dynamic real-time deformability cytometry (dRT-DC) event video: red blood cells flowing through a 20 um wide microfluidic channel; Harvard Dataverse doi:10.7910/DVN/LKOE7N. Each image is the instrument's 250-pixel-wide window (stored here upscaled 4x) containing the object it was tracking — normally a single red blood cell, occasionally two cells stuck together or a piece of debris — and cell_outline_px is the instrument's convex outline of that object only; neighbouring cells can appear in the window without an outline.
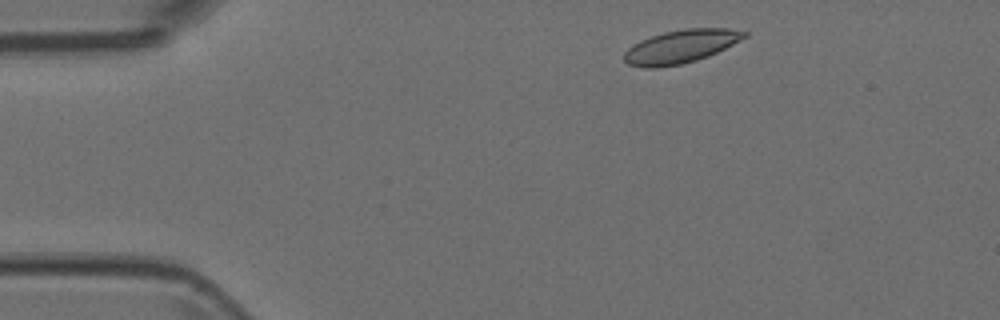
{"species": "Egyptian fruit bat (a non-hibernating species)", "species_latin": "Rousettus aegyptiacus", "temperature_condition": "room temperature", "stored_images_in_passage": 3, "camera_frame_rate_fps": 3000, "um_per_image_px": 0.085, "animal": {"sex": "female"}, "frame": {"image": 1, "passage_image": 1, "time_ms": 0.0, "image_size_px": [1000, 320], "cell_outline_px": [[748, 36], [708, 56], [696, 60], [680, 64], [656, 68], [644, 68], [628, 64], [624, 60], [624, 52], [632, 44], [640, 40], [664, 32], [684, 28], [728, 28], [748, 32]], "centroid_in_image_um": [57.84, 3.95], "position_along_channel_um": 27.2, "area_um2": 23.24}}
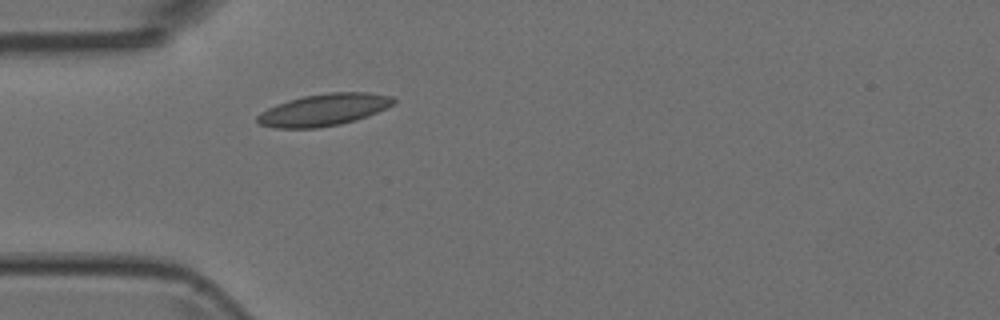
{"frame": {"image": 2, "passage_image": 3, "time_ms": 0.667, "image_size_px": [1000, 320], "cell_outline_px": [[396, 100], [388, 108], [368, 116], [356, 120], [340, 124], [316, 128], [276, 128], [260, 124], [256, 120], [256, 116], [260, 112], [276, 104], [288, 100], [304, 96], [328, 92], [368, 92], [392, 96]], "centroid_in_image_um": [27.53, 9.33], "position_along_channel_um": 57.5, "area_um2": 25.49}}